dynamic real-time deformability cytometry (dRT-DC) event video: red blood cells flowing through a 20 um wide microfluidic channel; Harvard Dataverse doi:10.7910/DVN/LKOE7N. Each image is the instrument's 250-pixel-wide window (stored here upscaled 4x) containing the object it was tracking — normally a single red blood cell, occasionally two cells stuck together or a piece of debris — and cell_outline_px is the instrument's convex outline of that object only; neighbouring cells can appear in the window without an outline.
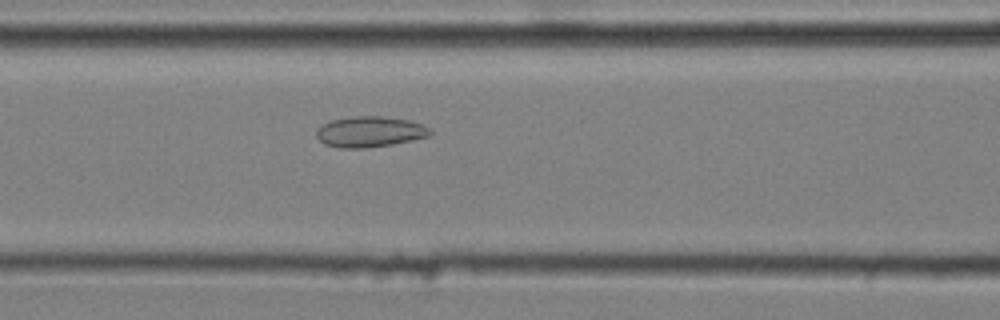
{"species": "common noctule bat (a hibernating species)", "species_latin": "Nyctalus noctula", "temperature_condition": "cold", "stored_images_in_passage": 41, "camera_frame_rate_fps": 3000, "um_per_image_px": 0.085, "animal": {"sex": "male", "body_mass_g": 20.4}, "frame": {"image": 1, "passage_image": 16, "time_ms": 5.0, "image_size_px": [1000, 320], "cell_outline_px": [[432, 132], [428, 136], [412, 140], [392, 144], [364, 148], [340, 148], [324, 144], [316, 136], [316, 128], [332, 120], [352, 116], [380, 116], [408, 120], [420, 124], [428, 128]], "centroid_in_image_um": [31.39, 11.2], "position_along_channel_um": 135.2, "area_um2": 20.17}}
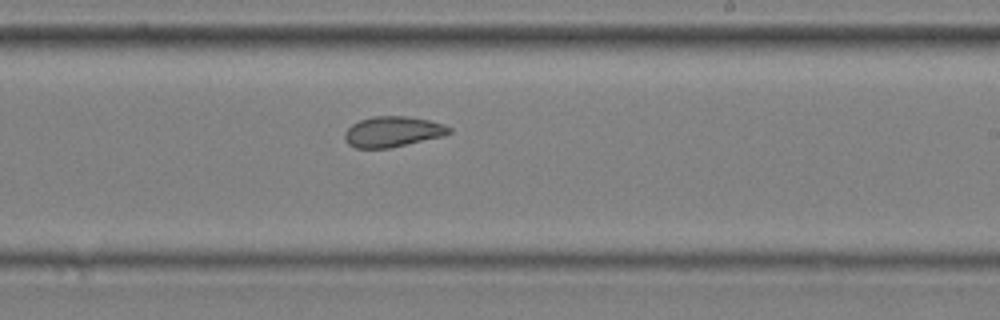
{"frame": {"image": 2, "passage_image": 26, "time_ms": 8.333, "image_size_px": [1000, 320], "cell_outline_px": [[452, 132], [444, 136], [388, 148], [356, 148], [348, 144], [344, 136], [344, 132], [352, 124], [360, 120], [372, 116], [408, 116], [428, 120], [444, 124], [452, 128]], "centroid_in_image_um": [33.39, 11.19], "position_along_channel_um": 255.6, "area_um2": 18.61}}
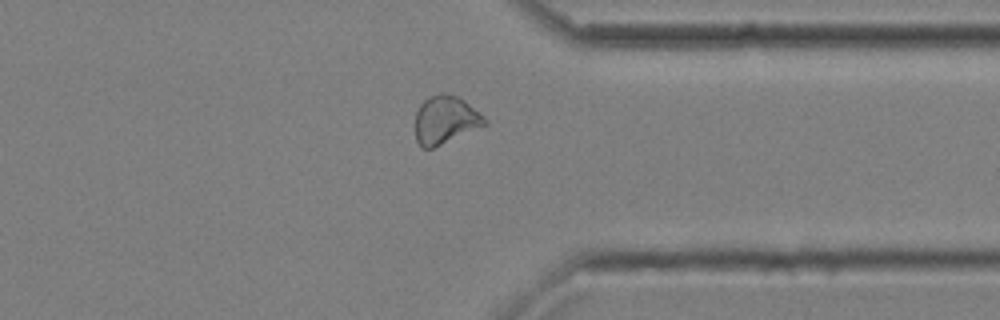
{"frame": {"image": 3, "passage_image": 36, "time_ms": 11.667, "image_size_px": [1000, 320], "cell_outline_px": [[488, 124], [432, 148], [424, 148], [416, 140], [416, 112], [420, 104], [428, 96], [440, 92], [448, 92], [464, 100], [480, 112], [488, 120]], "centroid_in_image_um": [37.87, 10.15], "position_along_channel_um": 373.5, "area_um2": 19.48}, "authors_computed_cell_mechanics": {"area_um2": 19.5942, "velocity_mm_per_s": 3.6211, "shape_relaxation_time_tau1_ms": null, "shape_relaxation_time_tau2_ms": 2.2977, "deformation_change_tau1": null, "deformation_change_tau2": 0.074}}